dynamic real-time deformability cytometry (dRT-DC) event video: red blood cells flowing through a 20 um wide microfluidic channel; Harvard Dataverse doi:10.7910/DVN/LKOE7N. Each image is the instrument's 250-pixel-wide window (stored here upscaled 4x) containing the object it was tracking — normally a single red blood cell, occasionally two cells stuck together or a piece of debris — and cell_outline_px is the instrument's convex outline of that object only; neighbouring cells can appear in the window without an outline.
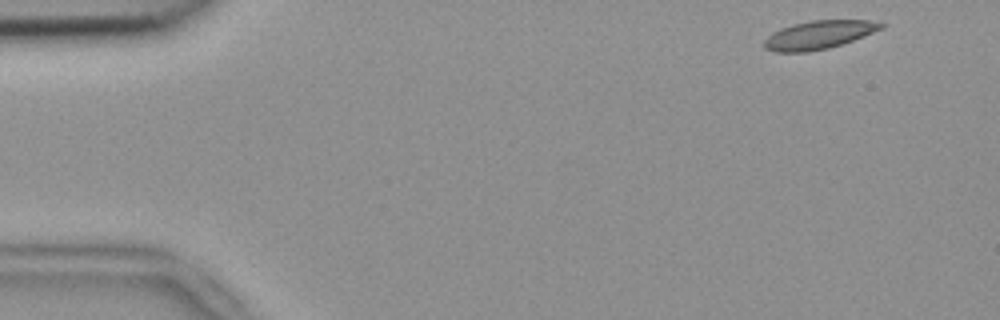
{"species": "common noctule bat (a hibernating species)", "species_latin": "Nyctalus noctula", "temperature_condition": "room temperature", "stored_images_in_passage": 50, "camera_frame_rate_fps": 3000, "um_per_image_px": 0.085, "animal": {"sex": "female", "body_mass_g": 18.4}, "frame": {"image": 1, "passage_image": 1, "time_ms": 0.0, "image_size_px": [1000, 320], "cell_outline_px": [[884, 28], [864, 36], [828, 48], [808, 52], [776, 52], [764, 48], [764, 40], [772, 32], [780, 28], [792, 24], [812, 20], [868, 20], [884, 24]], "centroid_in_image_um": [69.56, 2.96], "position_along_channel_um": 15.4, "area_um2": 19.25}}
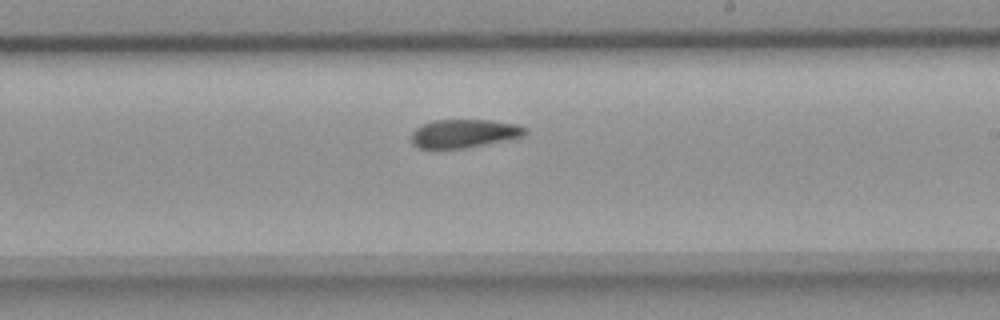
{"frame": {"image": 2, "passage_image": 28, "time_ms": 9.0, "image_size_px": [1000, 320], "cell_outline_px": [[528, 132], [524, 136], [464, 148], [436, 152], [416, 148], [412, 144], [412, 132], [420, 124], [432, 120], [488, 120], [516, 124], [528, 128]], "centroid_in_image_um": [39.35, 11.38], "position_along_channel_um": 249.7, "area_um2": 19.54}}
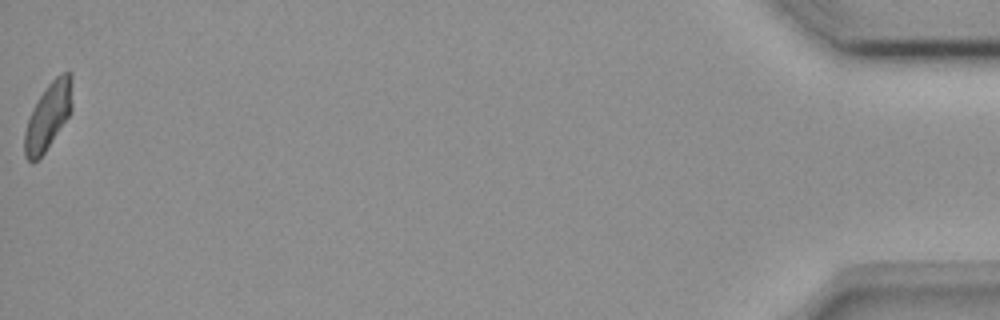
{"frame": {"image": 3, "passage_image": 50, "time_ms": 16.333, "image_size_px": [1000, 320], "cell_outline_px": [[72, 108], [68, 116], [44, 152], [32, 164], [24, 156], [24, 132], [32, 108], [48, 84], [60, 72], [72, 72]], "centroid_in_image_um": [4.09, 9.84], "position_along_channel_um": 431.1, "area_um2": 18.38}, "authors_computed_cell_mechanics": {"area_um2": 19.363, "velocity_mm_per_s": 3.7994, "shape_relaxation_time_tau1_ms": 5.3676, "shape_relaxation_time_tau2_ms": 2.1939, "deformation_change_tau1": 0.135, "deformation_change_tau2": 0.0737}}